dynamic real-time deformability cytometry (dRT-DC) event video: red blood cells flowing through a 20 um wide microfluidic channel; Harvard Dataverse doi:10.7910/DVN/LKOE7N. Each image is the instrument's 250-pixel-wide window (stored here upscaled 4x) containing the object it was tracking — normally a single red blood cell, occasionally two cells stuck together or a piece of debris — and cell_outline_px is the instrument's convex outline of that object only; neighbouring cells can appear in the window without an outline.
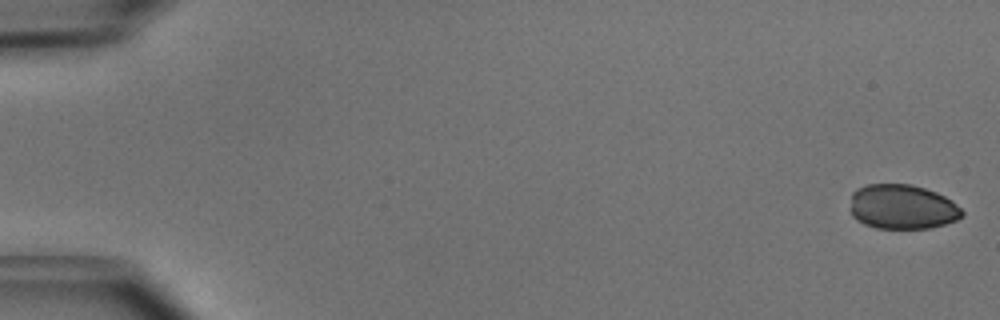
{"species": "common noctule bat (a hibernating species)", "species_latin": "Nyctalus noctula", "temperature_condition": "cold", "stored_images_in_passage": 12, "camera_frame_rate_fps": 3000, "um_per_image_px": 0.085, "animal": {"sex": "male", "body_mass_g": 15.6}, "frame": {"image": 1, "passage_image": 1, "time_ms": 0.0, "image_size_px": [1000, 320], "cell_outline_px": [[964, 216], [956, 220], [944, 224], [928, 228], [876, 228], [864, 224], [856, 220], [852, 216], [852, 192], [856, 188], [868, 184], [912, 184], [936, 192], [952, 200], [964, 212]], "centroid_in_image_um": [76.7, 17.58], "position_along_channel_um": 8.3, "area_um2": 29.13}}